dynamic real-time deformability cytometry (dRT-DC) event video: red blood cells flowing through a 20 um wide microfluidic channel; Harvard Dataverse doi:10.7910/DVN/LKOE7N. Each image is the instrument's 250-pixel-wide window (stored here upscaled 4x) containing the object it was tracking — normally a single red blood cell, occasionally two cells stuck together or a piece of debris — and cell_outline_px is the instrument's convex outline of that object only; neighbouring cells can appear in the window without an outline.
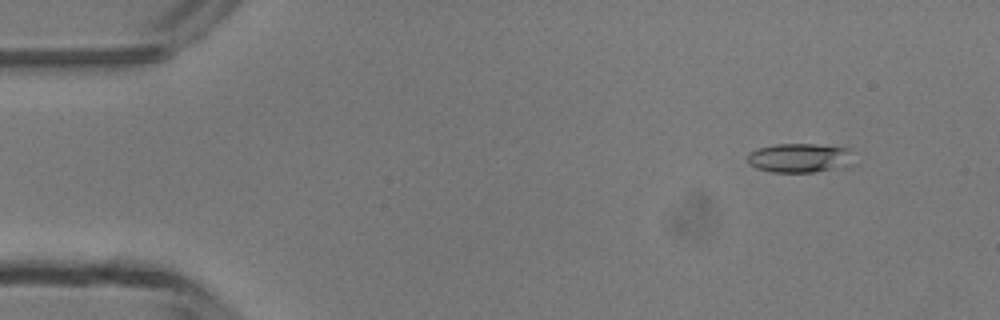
{"species": "common noctule bat (a hibernating species)", "species_latin": "Nyctalus noctula", "temperature_condition": "room temperature", "stored_images_in_passage": 5, "camera_frame_rate_fps": 3000, "um_per_image_px": 0.085, "animal": {"sex": "male", "body_mass_g": 13.3}, "frame": {"image": 1, "passage_image": 2, "time_ms": 1.0, "image_size_px": [1000, 320], "cell_outline_px": [[856, 164], [848, 168], [816, 172], [772, 172], [756, 168], [748, 164], [748, 152], [756, 148], [776, 144], [816, 144], [848, 148]], "centroid_in_image_um": [68.03, 13.44], "position_along_channel_um": 17.0, "area_um2": 18.67}}